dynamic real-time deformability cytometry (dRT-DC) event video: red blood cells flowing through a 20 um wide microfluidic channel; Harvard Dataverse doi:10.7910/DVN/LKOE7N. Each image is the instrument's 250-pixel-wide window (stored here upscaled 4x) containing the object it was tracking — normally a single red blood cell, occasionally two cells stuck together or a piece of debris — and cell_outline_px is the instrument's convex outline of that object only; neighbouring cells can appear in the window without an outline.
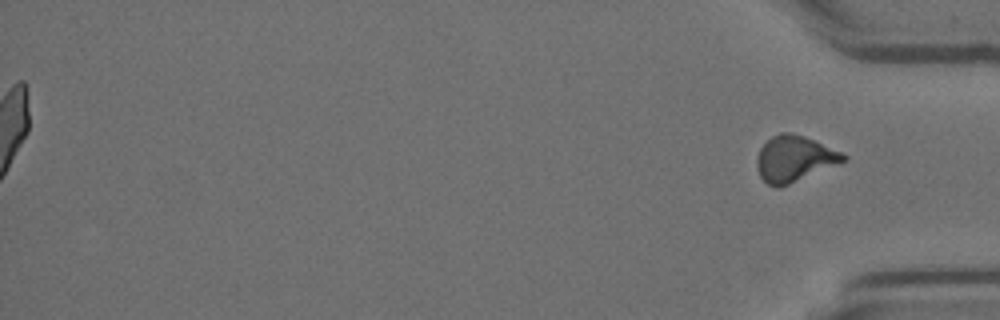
{"species": "Egyptian fruit bat (a non-hibernating species)", "species_latin": "Rousettus aegyptiacus", "temperature_condition": "room temperature", "stored_images_in_passage": 46, "segment_of_instrument_passage": [2, 2], "camera_frame_rate_fps": 3000, "um_per_image_px": 0.085, "animal": {"sex": "female"}, "frame": {"image": 1, "passage_image": 46, "time_ms": 15.0, "image_size_px": [1000, 320], "cell_outline_px": [[848, 160], [780, 188], [776, 188], [768, 184], [760, 176], [756, 164], [756, 156], [760, 148], [772, 136], [780, 132], [792, 132], [804, 136], [840, 152], [848, 156]], "centroid_in_image_um": [67.5, 13.5], "position_along_channel_um": 367.7, "area_um2": 23.12}}